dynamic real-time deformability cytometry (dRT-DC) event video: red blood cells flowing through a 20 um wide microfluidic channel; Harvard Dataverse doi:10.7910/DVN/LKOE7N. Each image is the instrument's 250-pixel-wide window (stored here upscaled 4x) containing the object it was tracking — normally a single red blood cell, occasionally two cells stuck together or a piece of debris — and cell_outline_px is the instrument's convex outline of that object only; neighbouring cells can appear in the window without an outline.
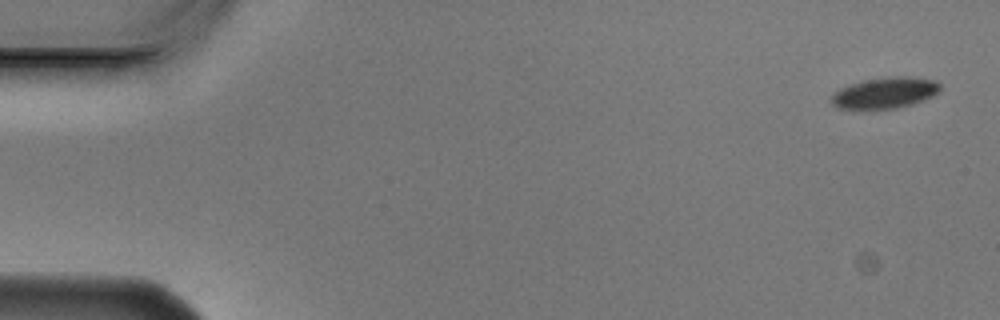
{"species": "Egyptian fruit bat (a non-hibernating species)", "species_latin": "Rousettus aegyptiacus", "temperature_condition": "cold", "stored_images_in_passage": 5, "camera_frame_rate_fps": 3000, "um_per_image_px": 0.085, "animal": {"sex": "male"}, "frame": {"image": 1, "passage_image": 1, "time_ms": 0.0, "image_size_px": [1000, 320], "cell_outline_px": [[940, 92], [924, 100], [912, 104], [896, 108], [840, 108], [832, 104], [832, 96], [840, 88], [864, 80], [896, 76], [904, 76], [936, 80], [940, 84]], "centroid_in_image_um": [75.28, 7.88], "position_along_channel_um": 9.7, "area_um2": 19.31}}
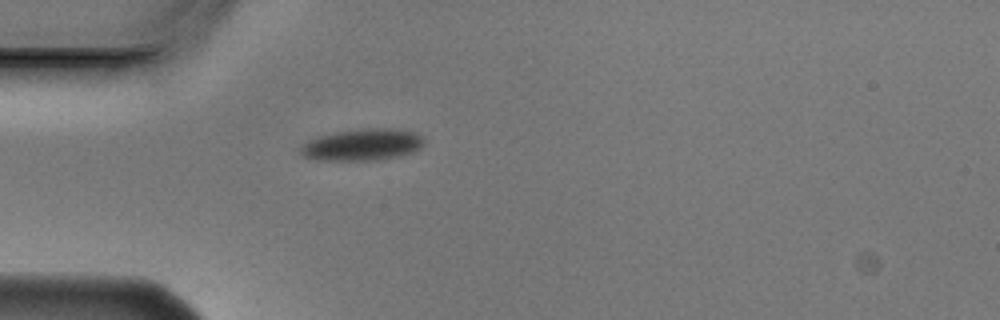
{"frame": {"image": 2, "passage_image": 5, "time_ms": 1.333, "image_size_px": [1000, 320], "cell_outline_px": [[424, 140], [420, 148], [412, 152], [376, 160], [324, 160], [304, 156], [300, 152], [300, 148], [308, 140], [320, 136], [340, 132], [368, 128], [388, 128], [416, 132]], "centroid_in_image_um": [30.81, 12.3], "position_along_channel_um": 54.2, "area_um2": 22.2}}